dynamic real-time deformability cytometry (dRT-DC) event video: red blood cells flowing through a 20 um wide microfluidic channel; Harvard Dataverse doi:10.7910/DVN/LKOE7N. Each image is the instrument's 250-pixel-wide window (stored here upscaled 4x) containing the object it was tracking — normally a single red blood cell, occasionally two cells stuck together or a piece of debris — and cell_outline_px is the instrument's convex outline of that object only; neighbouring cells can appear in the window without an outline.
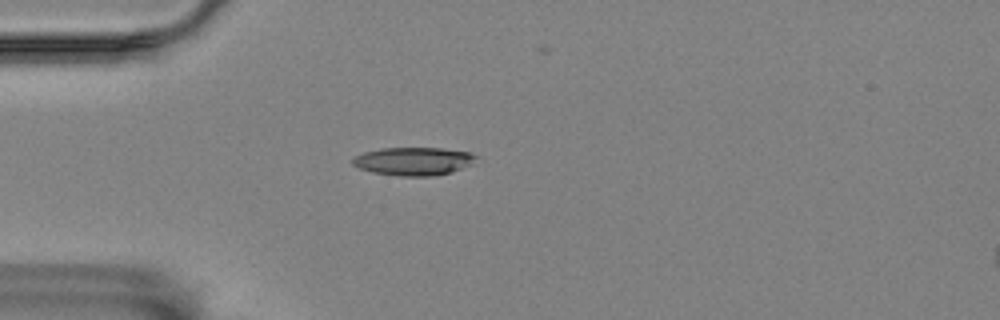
{"species": "Egyptian fruit bat (a non-hibernating species)", "species_latin": "Rousettus aegyptiacus", "temperature_condition": "room temperature", "stored_images_in_passage": 1, "camera_frame_rate_fps": 3000, "um_per_image_px": 0.085, "animal": {"sex": "female"}, "frame": {"image": 1, "passage_image": 1, "time_ms": 0.0, "image_size_px": [1000, 320], "cell_outline_px": [[480, 156], [468, 164], [452, 172], [432, 176], [400, 176], [372, 172], [360, 168], [352, 164], [352, 160], [356, 156], [364, 152], [380, 148], [444, 148], [468, 152]], "centroid_in_image_um": [35.13, 13.7], "position_along_channel_um": 49.9, "area_um2": 20.06}}